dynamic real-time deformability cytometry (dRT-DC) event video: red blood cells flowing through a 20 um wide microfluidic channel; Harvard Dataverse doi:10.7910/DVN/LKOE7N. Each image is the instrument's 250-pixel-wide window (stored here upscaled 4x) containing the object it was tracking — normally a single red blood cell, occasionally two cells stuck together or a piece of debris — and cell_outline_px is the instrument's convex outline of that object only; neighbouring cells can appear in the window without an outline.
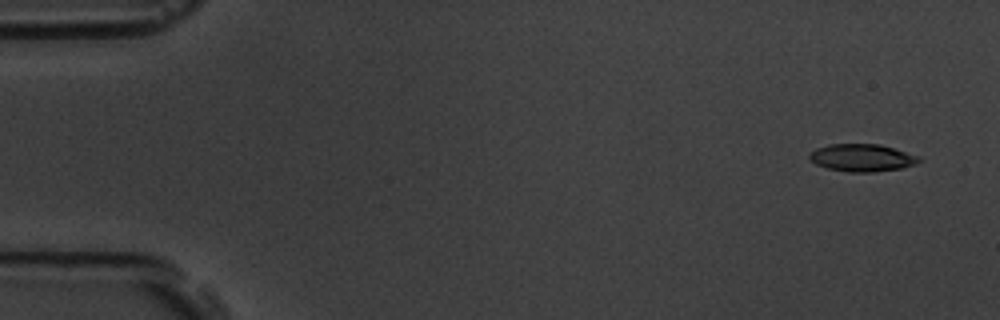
{"species": "common noctule bat (a hibernating species)", "species_latin": "Nyctalus noctula", "temperature_condition": "room temperature", "stored_images_in_passage": 54, "camera_frame_rate_fps": 3000, "um_per_image_px": 0.085, "animal": {"sex": "male", "body_mass_g": 19.5, "forearm_length_mm": 54.6}, "frame": {"image": 1, "passage_image": 1, "time_ms": 0.0, "image_size_px": [1000, 320], "cell_outline_px": [[924, 160], [916, 164], [904, 168], [872, 172], [848, 172], [828, 168], [816, 164], [808, 160], [808, 152], [816, 148], [828, 144], [880, 144], [920, 156]], "centroid_in_image_um": [73.28, 13.41], "position_along_channel_um": 11.7, "area_um2": 17.86}}
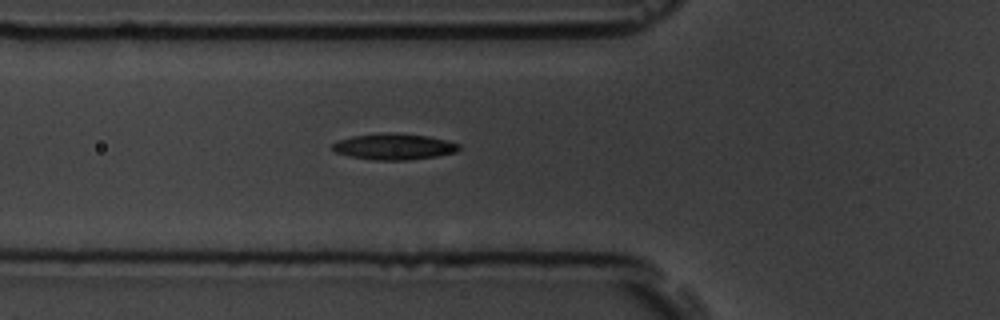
{"frame": {"image": 2, "passage_image": 18, "time_ms": 5.667, "image_size_px": [1000, 320], "cell_outline_px": [[460, 148], [456, 152], [436, 156], [408, 160], [376, 160], [348, 156], [336, 152], [332, 148], [332, 144], [340, 140], [352, 136], [428, 136], [448, 140], [460, 144]], "centroid_in_image_um": [33.54, 12.52], "position_along_channel_um": 92.3, "area_um2": 18.09}}
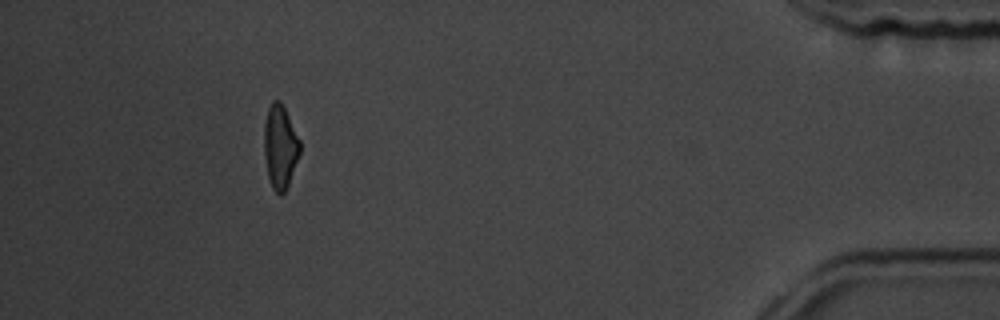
{"frame": {"image": 3, "passage_image": 49, "time_ms": 16.0, "image_size_px": [1000, 320], "cell_outline_px": [[300, 152], [288, 184], [284, 192], [280, 196], [272, 188], [268, 176], [264, 156], [264, 124], [268, 108], [272, 100], [280, 100], [300, 140]], "centroid_in_image_um": [23.79, 12.47], "position_along_channel_um": 411.4, "area_um2": 17.28}, "authors_computed_cell_mechanics": {"area_um2": 18.207, "velocity_mm_per_s": 3.6633, "shape_relaxation_time_tau1_ms": 4.7591, "shape_relaxation_time_tau2_ms": 9.5827, "deformation_change_tau1": 0.1574, "deformation_change_tau2": 0.1963}}